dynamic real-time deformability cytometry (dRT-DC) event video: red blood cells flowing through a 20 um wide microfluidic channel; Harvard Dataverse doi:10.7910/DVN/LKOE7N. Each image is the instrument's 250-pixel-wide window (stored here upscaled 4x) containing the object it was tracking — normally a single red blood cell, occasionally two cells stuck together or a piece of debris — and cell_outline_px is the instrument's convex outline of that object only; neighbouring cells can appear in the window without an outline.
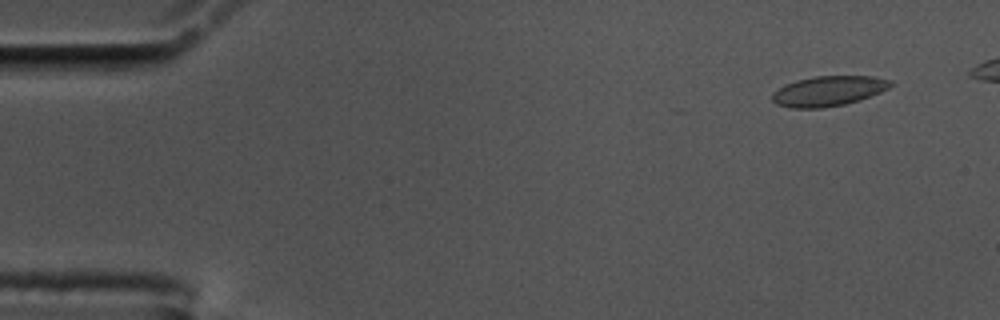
{"species": "common noctule bat (a hibernating species)", "species_latin": "Nyctalus noctula", "temperature_condition": "cold", "stored_images_in_passage": 48, "camera_frame_rate_fps": 3000, "um_per_image_px": 0.085, "animal": {"sex": "male", "body_mass_g": 17.5, "forearm_length_mm": 52.3}, "frame": {"image": 1, "passage_image": 1, "time_ms": 0.0, "image_size_px": [1000, 320], "cell_outline_px": [[892, 84], [888, 88], [880, 92], [860, 100], [844, 104], [820, 108], [792, 108], [776, 104], [772, 100], [772, 92], [796, 80], [816, 76], [872, 76], [892, 80]], "centroid_in_image_um": [70.42, 7.74], "position_along_channel_um": 14.6, "area_um2": 20.58}}
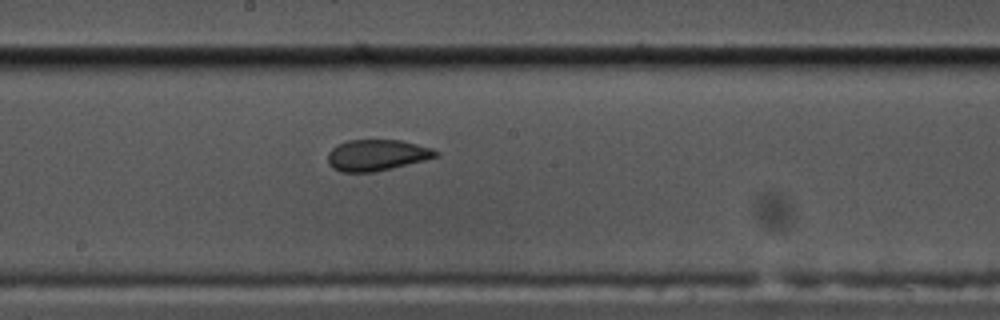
{"frame": {"image": 2, "passage_image": 27, "time_ms": 8.667, "image_size_px": [1000, 320], "cell_outline_px": [[440, 156], [392, 168], [372, 172], [340, 172], [332, 168], [328, 164], [328, 152], [332, 148], [348, 140], [400, 140], [432, 148], [440, 152]], "centroid_in_image_um": [32.03, 13.19], "position_along_channel_um": 216.2, "area_um2": 19.59}}
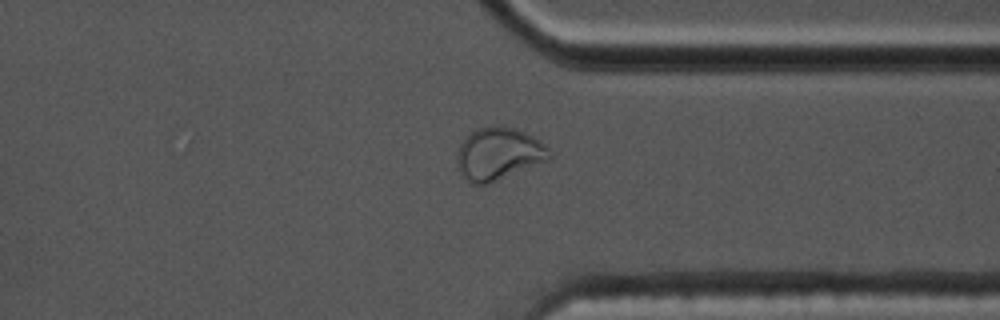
{"frame": {"image": 3, "passage_image": 40, "time_ms": 13.0, "image_size_px": [1000, 320], "cell_outline_px": [[552, 160], [484, 184], [472, 184], [456, 168], [456, 156], [460, 144], [476, 128], [512, 128], [536, 136], [548, 148], [552, 156]], "centroid_in_image_um": [42.41, 13.1], "position_along_channel_um": 369.0, "area_um2": 27.86}}